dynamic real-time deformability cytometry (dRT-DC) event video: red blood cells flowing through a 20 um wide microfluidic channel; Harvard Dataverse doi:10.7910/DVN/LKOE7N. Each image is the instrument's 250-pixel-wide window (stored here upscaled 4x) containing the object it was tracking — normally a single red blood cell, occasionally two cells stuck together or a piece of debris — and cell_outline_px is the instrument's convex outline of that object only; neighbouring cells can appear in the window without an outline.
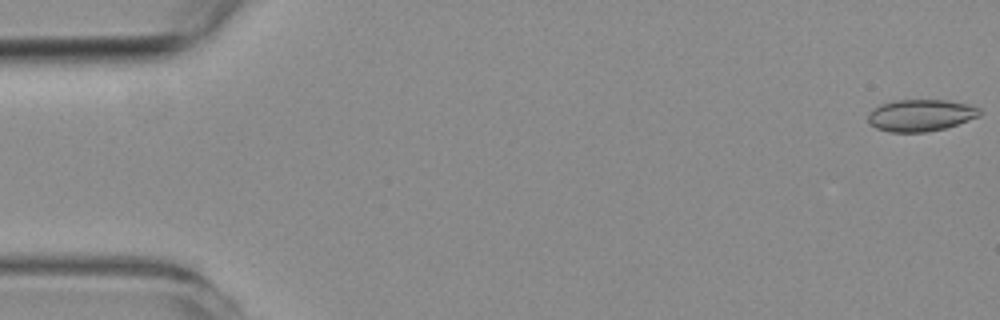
{"species": "common noctule bat (a hibernating species)", "species_latin": "Nyctalus noctula", "temperature_condition": "room temperature", "stored_images_in_passage": 55, "camera_frame_rate_fps": 3000, "um_per_image_px": 0.085, "animal": {"sex": "female", "body_mass_g": 19.3, "forearm_length_mm": 54.1}, "frame": {"image": 1, "passage_image": 1, "time_ms": 0.0, "image_size_px": [1000, 320], "cell_outline_px": [[980, 116], [944, 128], [924, 132], [892, 132], [876, 128], [868, 124], [868, 116], [872, 108], [880, 104], [896, 100], [948, 100], [968, 104], [980, 108]], "centroid_in_image_um": [78.23, 9.79], "position_along_channel_um": 6.8, "area_um2": 20.69}}
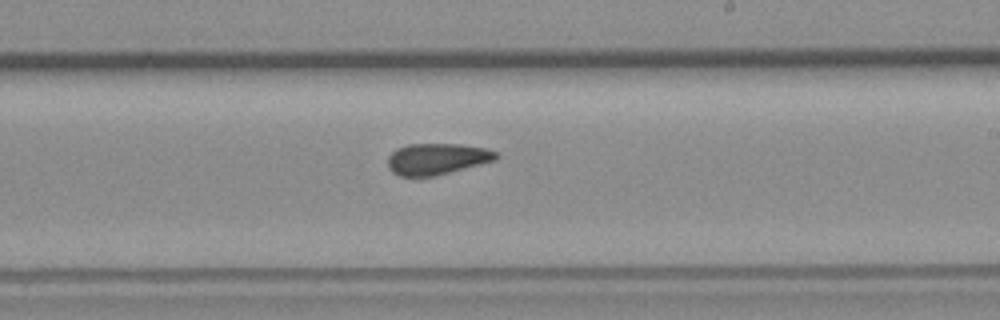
{"frame": {"image": 2, "passage_image": 32, "time_ms": 10.333, "image_size_px": [1000, 320], "cell_outline_px": [[500, 156], [496, 160], [432, 176], [400, 176], [392, 172], [388, 168], [388, 156], [396, 148], [408, 144], [460, 144], [484, 148], [496, 152]], "centroid_in_image_um": [37.11, 13.5], "position_along_channel_um": 251.9, "area_um2": 19.59}}
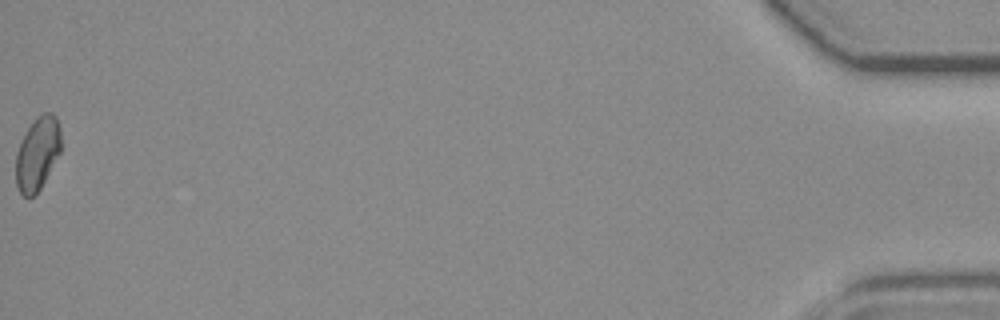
{"frame": {"image": 3, "passage_image": 55, "time_ms": 18.0, "image_size_px": [1000, 320], "cell_outline_px": [[60, 152], [40, 188], [32, 196], [24, 196], [20, 192], [16, 184], [16, 152], [28, 128], [36, 116], [44, 112], [52, 112], [56, 116], [60, 128]], "centroid_in_image_um": [3.19, 13.01], "position_along_channel_um": 432.0, "area_um2": 18.96}, "authors_computed_cell_mechanics": {"area_um2": 19.9988, "velocity_mm_per_s": 3.7577, "shape_relaxation_time_tau1_ms": null, "shape_relaxation_time_tau2_ms": 2.1072, "deformation_change_tau1": null, "deformation_change_tau2": 0.0579}}